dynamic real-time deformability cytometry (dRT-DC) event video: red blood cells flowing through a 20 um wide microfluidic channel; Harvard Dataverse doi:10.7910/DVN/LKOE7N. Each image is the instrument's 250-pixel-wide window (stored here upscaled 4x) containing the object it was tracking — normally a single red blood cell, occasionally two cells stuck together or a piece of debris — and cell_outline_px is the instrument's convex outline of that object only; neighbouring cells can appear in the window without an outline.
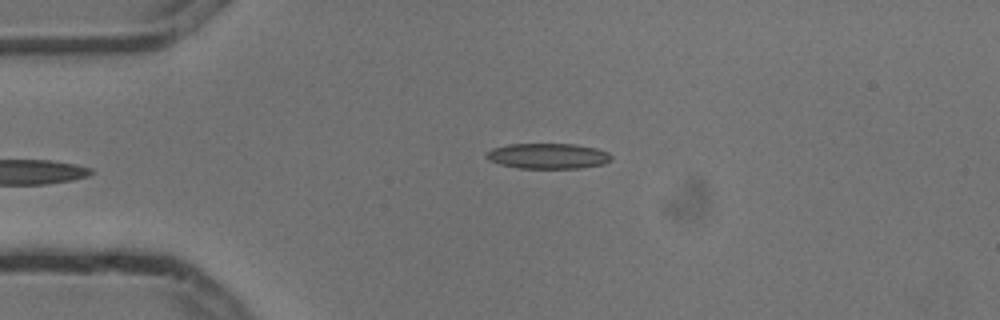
{"species": "common noctule bat (a hibernating species)", "species_latin": "Nyctalus noctula", "temperature_condition": "cold", "stored_images_in_passage": 4, "camera_frame_rate_fps": 3000, "um_per_image_px": 0.085, "animal": {"sex": "male", "body_mass_g": 13.3}, "frame": {"image": 1, "passage_image": 4, "time_ms": 1.0, "image_size_px": [1000, 320], "cell_outline_px": [[612, 160], [604, 164], [580, 168], [520, 168], [500, 164], [488, 160], [484, 156], [484, 152], [492, 148], [508, 144], [576, 144], [596, 148], [608, 152], [612, 156]], "centroid_in_image_um": [46.56, 13.25], "position_along_channel_um": 38.4, "area_um2": 18.73}}